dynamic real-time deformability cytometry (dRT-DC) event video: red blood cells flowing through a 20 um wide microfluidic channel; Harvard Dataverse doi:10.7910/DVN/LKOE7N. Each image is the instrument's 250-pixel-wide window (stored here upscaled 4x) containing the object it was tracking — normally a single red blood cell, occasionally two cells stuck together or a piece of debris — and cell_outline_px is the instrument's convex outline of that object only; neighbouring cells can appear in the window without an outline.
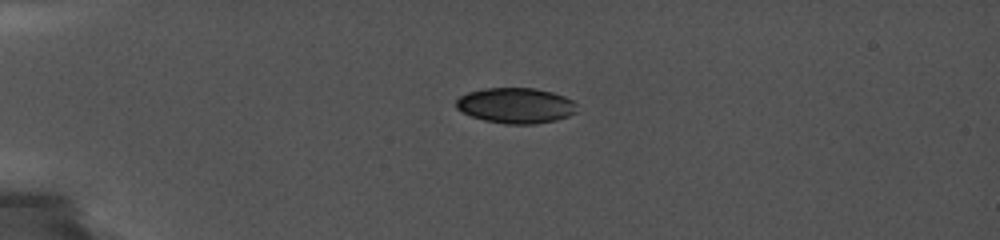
{"species": "common noctule bat (a hibernating species)", "species_latin": "Nyctalus noctula", "temperature_condition": "cold", "stored_images_in_passage": 10, "camera_frame_rate_fps": 5000, "um_per_image_px": 0.085, "animal": {"sex": "female", "body_mass_g": 19.0, "forearm_length_mm": 56.7}, "frame": {"image": 1, "passage_image": 1, "time_ms": 0.0, "image_size_px": [1000, 240], "cell_outline_px": [[576, 112], [568, 116], [556, 120], [536, 124], [504, 124], [484, 120], [472, 116], [456, 108], [456, 100], [460, 96], [468, 92], [484, 88], [532, 88], [552, 92], [564, 96], [572, 100], [576, 104]], "centroid_in_image_um": [43.84, 8.97], "position_along_channel_um": 41.2, "area_um2": 24.97}}